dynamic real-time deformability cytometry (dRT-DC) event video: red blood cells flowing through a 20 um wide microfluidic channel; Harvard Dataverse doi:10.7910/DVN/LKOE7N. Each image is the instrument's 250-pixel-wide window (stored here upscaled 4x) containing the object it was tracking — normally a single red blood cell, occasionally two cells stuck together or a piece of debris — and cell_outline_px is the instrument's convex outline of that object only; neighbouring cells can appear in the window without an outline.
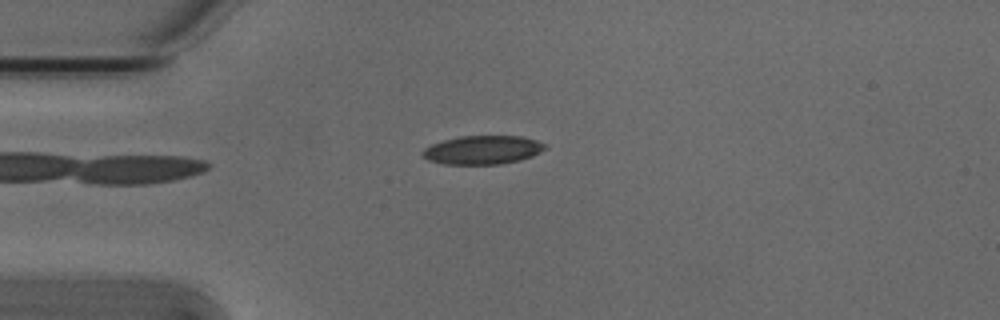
{"species": "Egyptian fruit bat (a non-hibernating species)", "species_latin": "Rousettus aegyptiacus", "temperature_condition": "cold", "stored_images_in_passage": 4, "camera_frame_rate_fps": 3000, "um_per_image_px": 0.085, "animal": {"sex": "male"}, "frame": {"image": 1, "passage_image": 1, "time_ms": 0.0, "image_size_px": [1000, 320], "cell_outline_px": [[548, 148], [532, 156], [520, 160], [500, 164], [444, 164], [428, 160], [420, 152], [424, 148], [432, 144], [444, 140], [460, 136], [520, 136], [536, 140], [544, 144]], "centroid_in_image_um": [41.02, 12.74], "position_along_channel_um": 44.0, "area_um2": 20.4}}
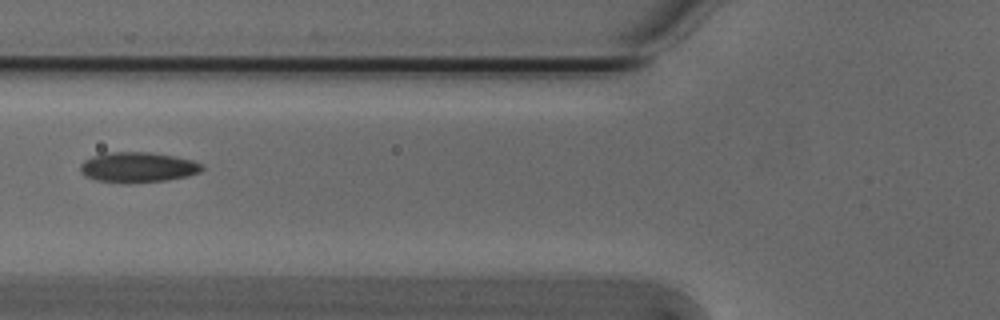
{"frame": {"image": 2, "passage_image": 3, "time_ms": 0.667, "image_size_px": [1000, 320], "cell_outline_px": [[204, 168], [200, 172], [188, 176], [168, 180], [128, 184], [96, 180], [84, 176], [80, 172], [80, 164], [84, 160], [92, 156], [104, 152], [152, 152], [176, 156], [192, 160], [204, 164]], "centroid_in_image_um": [11.72, 14.22], "position_along_channel_um": 114.1, "area_um2": 21.96}}